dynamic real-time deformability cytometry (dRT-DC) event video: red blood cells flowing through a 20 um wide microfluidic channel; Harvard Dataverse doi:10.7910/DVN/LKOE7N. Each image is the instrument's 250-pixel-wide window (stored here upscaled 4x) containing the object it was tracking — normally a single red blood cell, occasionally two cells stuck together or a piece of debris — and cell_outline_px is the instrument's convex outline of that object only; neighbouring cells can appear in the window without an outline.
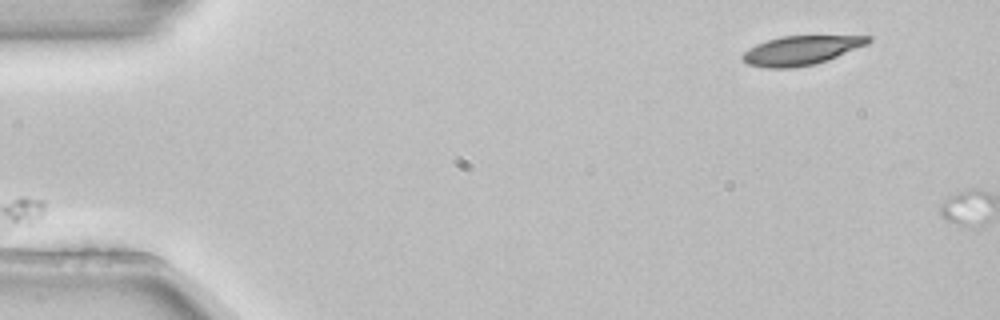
{"species": "common noctule bat (a hibernating species)", "species_latin": "Nyctalus noctula", "temperature_condition": "room temperature", "stored_images_in_passage": 4, "camera_frame_rate_fps": 3000, "um_per_image_px": 0.085, "animal": {"sex": "female", "body_mass_g": 22.7, "forearm_length_mm": 54.2}, "frame": {"image": 1, "passage_image": 2, "time_ms": 0.333, "image_size_px": [1000, 320], "cell_outline_px": [[872, 40], [868, 44], [828, 60], [816, 64], [792, 68], [768, 68], [748, 64], [740, 56], [748, 48], [756, 44], [780, 36], [872, 36]], "centroid_in_image_um": [68.09, 4.28], "position_along_channel_um": 16.9, "area_um2": 21.33}}